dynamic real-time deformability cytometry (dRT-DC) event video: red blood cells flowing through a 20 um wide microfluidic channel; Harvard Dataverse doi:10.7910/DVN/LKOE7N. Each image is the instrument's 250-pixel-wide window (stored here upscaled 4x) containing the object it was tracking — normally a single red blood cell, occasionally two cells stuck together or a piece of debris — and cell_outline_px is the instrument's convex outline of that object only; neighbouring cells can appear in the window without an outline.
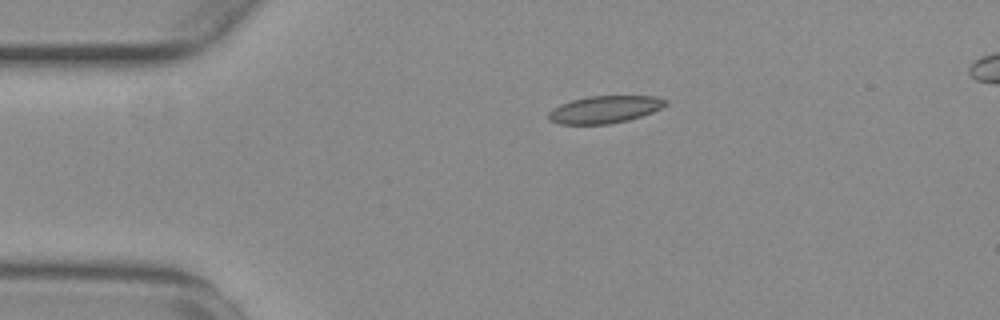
{"species": "common noctule bat (a hibernating species)", "species_latin": "Nyctalus noctula", "temperature_condition": "warm", "stored_images_in_passage": 33, "camera_frame_rate_fps": 3000, "um_per_image_px": 0.085, "animal": {"sex": "female", "body_mass_g": 29.2, "forearm_length_mm": 56.3}, "frame": {"image": 1, "passage_image": 2, "time_ms": 0.333, "image_size_px": [1000, 320], "cell_outline_px": [[668, 104], [652, 112], [628, 120], [608, 124], [560, 124], [548, 120], [548, 112], [552, 108], [560, 104], [572, 100], [588, 96], [656, 96], [668, 100]], "centroid_in_image_um": [51.38, 9.3], "position_along_channel_um": 33.6, "area_um2": 18.67}}
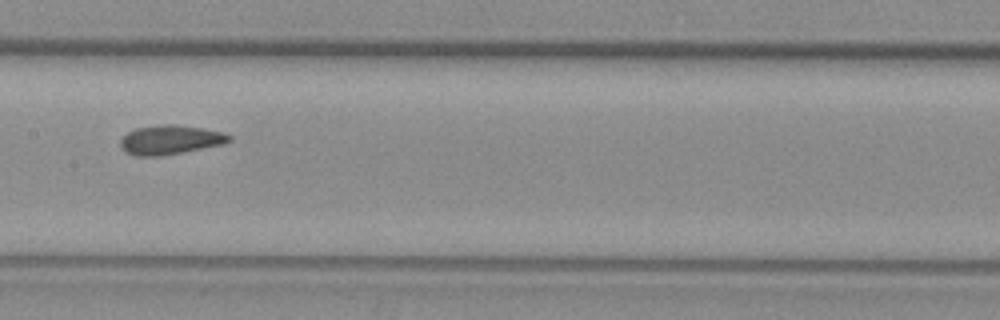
{"frame": {"image": 2, "passage_image": 18, "time_ms": 5.667, "image_size_px": [1000, 320], "cell_outline_px": [[232, 140], [224, 144], [160, 156], [136, 156], [124, 152], [120, 148], [120, 140], [128, 132], [136, 128], [160, 124], [172, 124], [200, 128], [224, 132], [232, 136]], "centroid_in_image_um": [14.45, 11.88], "position_along_channel_um": 192.9, "area_um2": 18.55}}
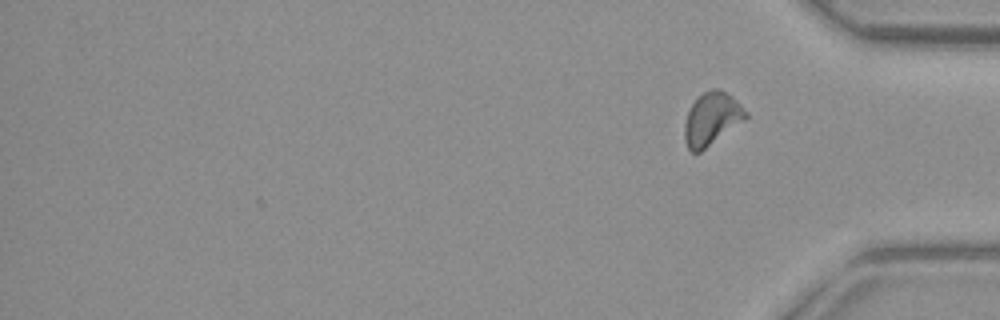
{"frame": {"image": 3, "passage_image": 33, "time_ms": 10.667, "image_size_px": [1000, 320], "cell_outline_px": [[748, 116], [744, 120], [700, 152], [692, 152], [688, 148], [684, 140], [684, 124], [688, 112], [692, 104], [704, 92], [712, 88], [720, 88], [732, 96], [748, 112]], "centroid_in_image_um": [60.49, 10.09], "position_along_channel_um": 374.7, "area_um2": 18.61}, "authors_computed_cell_mechanics": {"area_um2": 18.4382, "velocity_mm_per_s": 3.7471, "shape_relaxation_time_tau1_ms": null, "shape_relaxation_time_tau2_ms": 1.7753, "deformation_change_tau1": null, "deformation_change_tau2": 0.0745}}